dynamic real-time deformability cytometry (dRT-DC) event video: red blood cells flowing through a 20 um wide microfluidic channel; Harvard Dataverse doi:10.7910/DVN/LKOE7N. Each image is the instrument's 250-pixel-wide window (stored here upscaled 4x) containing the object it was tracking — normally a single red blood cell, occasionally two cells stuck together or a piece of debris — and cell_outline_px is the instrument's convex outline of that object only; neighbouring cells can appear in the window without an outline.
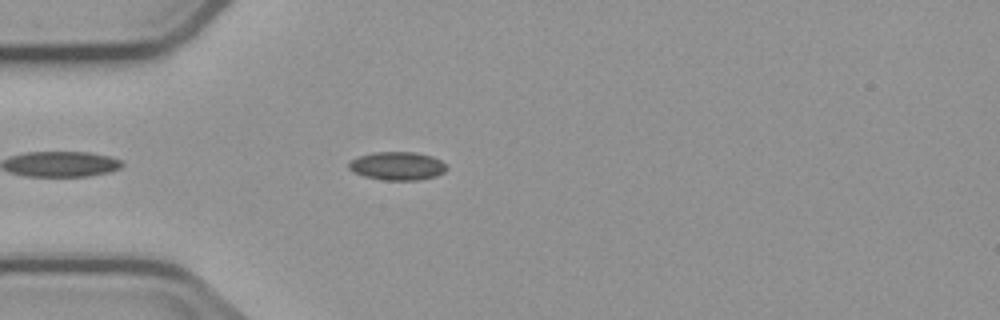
{"species": "common noctule bat (a hibernating species)", "species_latin": "Nyctalus noctula", "temperature_condition": "cold", "stored_images_in_passage": 3, "camera_frame_rate_fps": 3000, "um_per_image_px": 0.085, "animal": {"sex": "male", "body_mass_g": 23.1, "forearm_length_mm": 52.7}, "frame": {"image": 1, "passage_image": 3, "time_ms": 2.333, "image_size_px": [1000, 320], "cell_outline_px": [[448, 168], [444, 172], [436, 176], [420, 180], [384, 180], [364, 176], [348, 168], [348, 164], [352, 160], [360, 156], [372, 152], [416, 152], [432, 156], [448, 164]], "centroid_in_image_um": [33.83, 14.1], "position_along_channel_um": 51.2, "area_um2": 16.18}}